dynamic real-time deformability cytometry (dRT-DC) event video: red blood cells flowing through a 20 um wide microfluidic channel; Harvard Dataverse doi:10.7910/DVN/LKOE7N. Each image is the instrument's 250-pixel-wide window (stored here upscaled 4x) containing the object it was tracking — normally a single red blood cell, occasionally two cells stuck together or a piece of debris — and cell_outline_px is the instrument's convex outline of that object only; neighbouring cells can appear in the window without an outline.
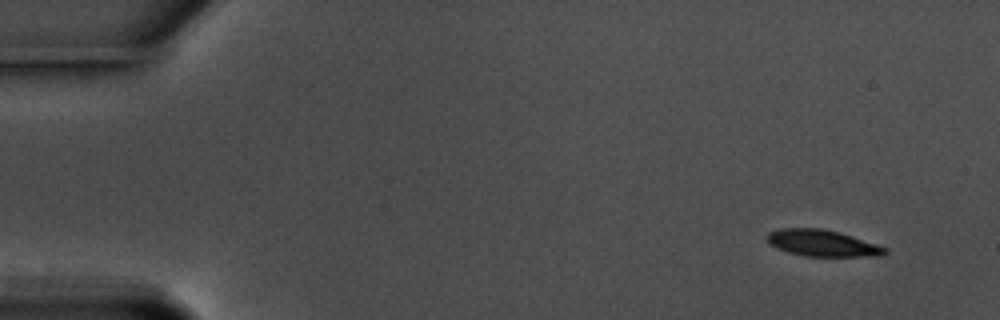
{"species": "common noctule bat (a hibernating species)", "species_latin": "Nyctalus noctula", "temperature_condition": "warm", "stored_images_in_passage": 54, "camera_frame_rate_fps": 3000, "um_per_image_px": 0.085, "animal": {"sex": "male", "body_mass_g": 17.5, "forearm_length_mm": 52.3}, "frame": {"image": 1, "passage_image": 1, "time_ms": 0.0, "image_size_px": [1000, 320], "cell_outline_px": [[888, 252], [880, 256], [804, 256], [788, 252], [772, 244], [768, 240], [768, 232], [780, 228], [820, 228], [840, 232], [888, 248]], "centroid_in_image_um": [69.94, 20.66], "position_along_channel_um": 15.1, "area_um2": 17.98}}
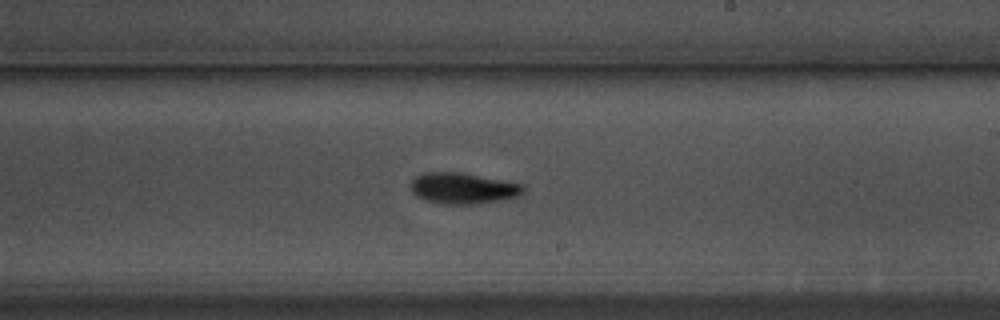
{"frame": {"image": 2, "passage_image": 31, "time_ms": 10.0, "image_size_px": [1000, 320], "cell_outline_px": [[524, 192], [516, 196], [504, 200], [472, 204], [444, 204], [424, 200], [416, 196], [412, 192], [412, 180], [416, 176], [424, 172], [456, 172], [524, 184]], "centroid_in_image_um": [39.34, 16.01], "position_along_channel_um": 249.7, "area_um2": 20.17}}
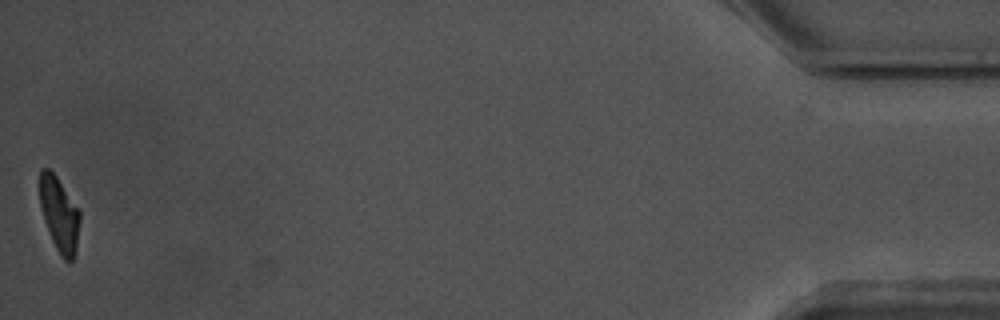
{"frame": {"image": 3, "passage_image": 54, "time_ms": 17.667, "image_size_px": [1000, 320], "cell_outline_px": [[80, 220], [76, 248], [72, 260], [64, 260], [60, 256], [52, 240], [44, 220], [40, 204], [40, 168], [48, 168], [56, 176], [80, 212]], "centroid_in_image_um": [5.03, 18.22], "position_along_channel_um": 430.2, "area_um2": 17.05}, "authors_computed_cell_mechanics": {"area_um2": 19.4497, "velocity_mm_per_s": 3.5702, "shape_relaxation_time_tau1_ms": 3.0294, "shape_relaxation_time_tau2_ms": 4.3014, "deformation_change_tau1": 0.1439, "deformation_change_tau2": 0.105}}